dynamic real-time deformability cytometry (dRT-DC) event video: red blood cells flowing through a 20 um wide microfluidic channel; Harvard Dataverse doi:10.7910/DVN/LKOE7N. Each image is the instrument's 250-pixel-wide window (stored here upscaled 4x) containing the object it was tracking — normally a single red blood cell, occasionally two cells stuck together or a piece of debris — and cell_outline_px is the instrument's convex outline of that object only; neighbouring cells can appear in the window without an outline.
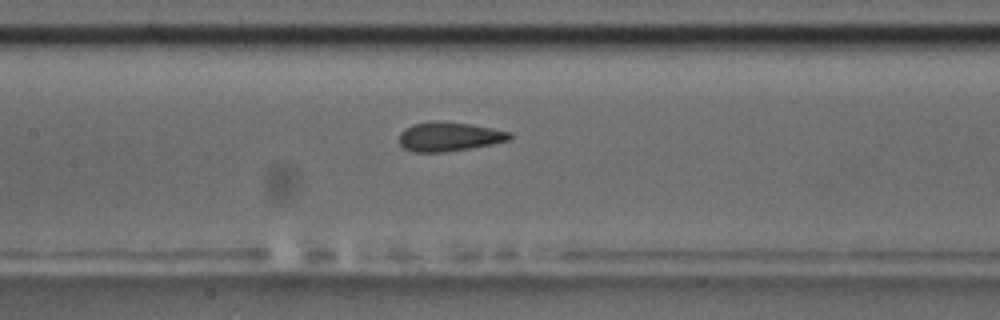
{"species": "common noctule bat (a hibernating species)", "species_latin": "Nyctalus noctula", "temperature_condition": "room temperature", "stored_images_in_passage": 35, "camera_frame_rate_fps": 3000, "um_per_image_px": 0.085, "animal": {"sex": "male", "body_mass_g": 17.5, "forearm_length_mm": 52.3}, "frame": {"image": 1, "passage_image": 11, "time_ms": 3.333, "image_size_px": [1000, 320], "cell_outline_px": [[512, 136], [508, 140], [492, 144], [444, 152], [412, 152], [404, 148], [400, 144], [400, 132], [404, 128], [412, 124], [432, 120], [440, 120], [472, 124], [512, 132]], "centroid_in_image_um": [38.15, 11.59], "position_along_channel_um": 169.3, "area_um2": 18.96}}
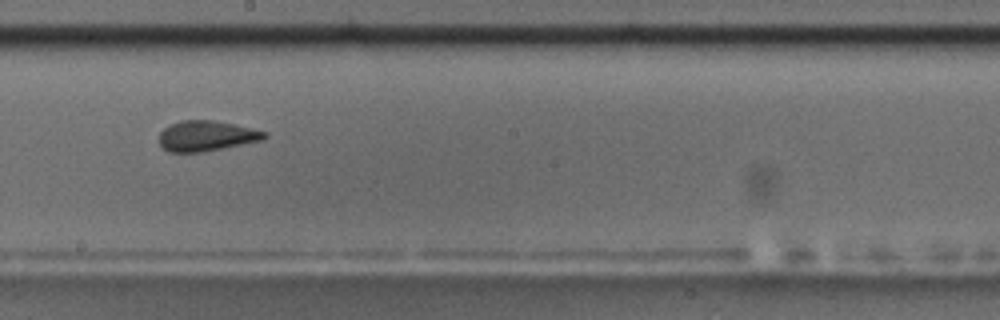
{"frame": {"image": 2, "passage_image": 16, "time_ms": 5.0, "image_size_px": [1000, 320], "cell_outline_px": [[268, 136], [264, 140], [200, 152], [168, 152], [160, 144], [160, 132], [164, 128], [180, 120], [212, 120], [252, 128], [268, 132]], "centroid_in_image_um": [17.57, 11.55], "position_along_channel_um": 230.6, "area_um2": 18.5}, "authors_computed_cell_mechanics": {"area_um2": 18.785, "velocity_mm_per_s": 3.7127, "shape_relaxation_time_tau1_ms": 3.4639, "shape_relaxation_time_tau2_ms": 1.067, "deformation_change_tau1": 0.1229, "deformation_change_tau2": 0.0825}}